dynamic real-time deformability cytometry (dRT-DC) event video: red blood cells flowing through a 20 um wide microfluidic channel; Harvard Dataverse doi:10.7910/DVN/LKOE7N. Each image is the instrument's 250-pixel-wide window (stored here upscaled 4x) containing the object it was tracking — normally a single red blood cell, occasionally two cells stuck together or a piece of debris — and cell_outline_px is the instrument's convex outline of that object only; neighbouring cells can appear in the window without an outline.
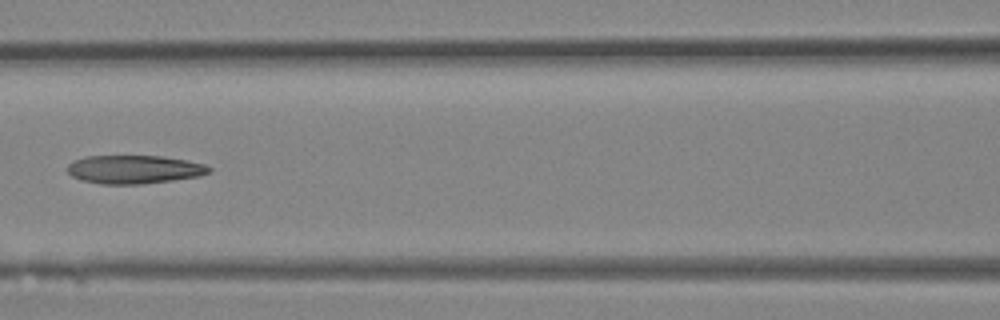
{"species": "Egyptian fruit bat (a non-hibernating species)", "species_latin": "Rousettus aegyptiacus", "temperature_condition": "room temperature", "stored_images_in_passage": 32, "camera_frame_rate_fps": 3000, "um_per_image_px": 0.085, "animal": {"sex": "female"}, "frame": {"image": 1, "passage_image": 14, "time_ms": 4.333, "image_size_px": [1000, 320], "cell_outline_px": [[212, 172], [200, 176], [172, 180], [140, 184], [100, 184], [84, 180], [72, 176], [68, 172], [68, 164], [72, 160], [84, 156], [164, 156], [188, 160], [204, 164], [212, 168]], "centroid_in_image_um": [11.43, 14.39], "position_along_channel_um": 155.2, "area_um2": 23.58}}